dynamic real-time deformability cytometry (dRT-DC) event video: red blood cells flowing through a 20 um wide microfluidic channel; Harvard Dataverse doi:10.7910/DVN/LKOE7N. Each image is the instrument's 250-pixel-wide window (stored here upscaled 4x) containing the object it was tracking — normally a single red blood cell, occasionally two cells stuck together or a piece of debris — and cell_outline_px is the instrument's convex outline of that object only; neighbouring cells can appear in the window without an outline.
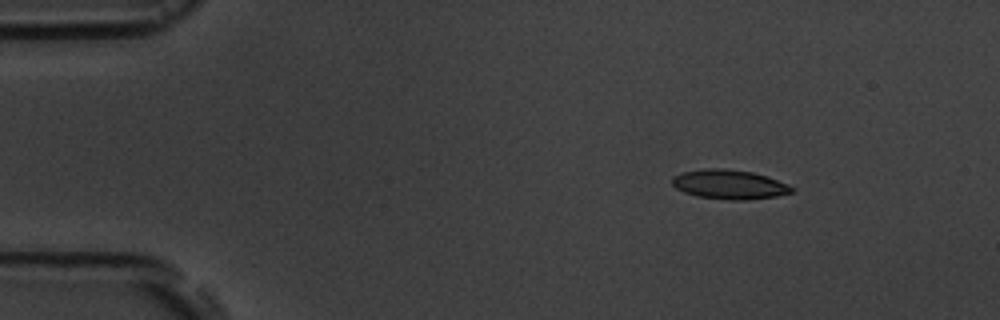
{"species": "common noctule bat (a hibernating species)", "species_latin": "Nyctalus noctula", "temperature_condition": "room temperature", "stored_images_in_passage": 8, "camera_frame_rate_fps": 3000, "um_per_image_px": 0.085, "animal": {"sex": "male", "body_mass_g": 19.5, "forearm_length_mm": 54.6}, "frame": {"image": 1, "passage_image": 2, "time_ms": 1.0, "image_size_px": [1000, 320], "cell_outline_px": [[796, 188], [792, 192], [776, 196], [744, 200], [724, 200], [696, 196], [684, 192], [676, 188], [672, 184], [672, 176], [684, 172], [704, 168], [724, 168], [752, 172], [768, 176], [788, 184]], "centroid_in_image_um": [62.0, 15.68], "position_along_channel_um": 23.0, "area_um2": 20.63}}
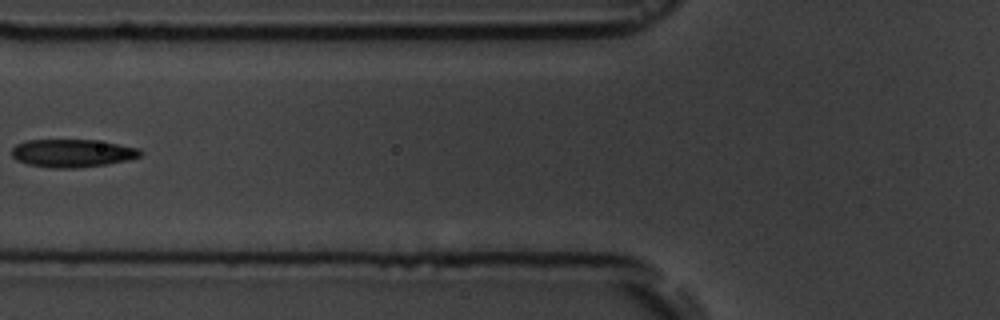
{"frame": {"image": 2, "passage_image": 6, "time_ms": 5.667, "image_size_px": [1000, 320], "cell_outline_px": [[144, 152], [140, 156], [128, 160], [104, 164], [76, 168], [52, 168], [28, 164], [16, 160], [12, 156], [12, 148], [16, 144], [28, 140], [96, 140], [140, 148]], "centroid_in_image_um": [6.15, 13.01], "position_along_channel_um": 119.6, "area_um2": 20.92}}
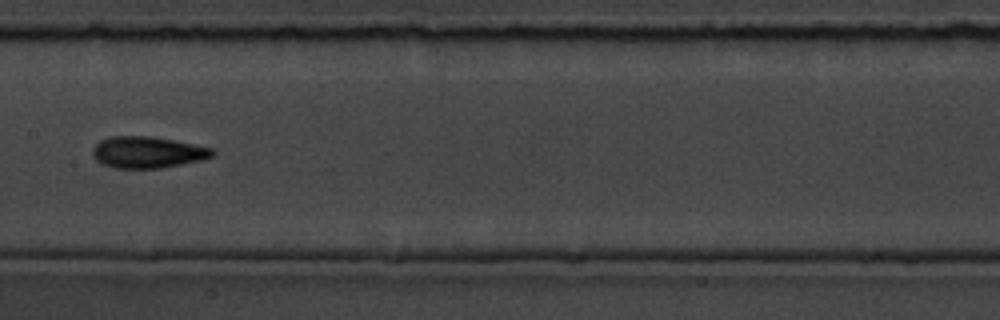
{"frame": {"image": 3, "passage_image": 8, "time_ms": 7.667, "image_size_px": [1000, 320], "cell_outline_px": [[216, 152], [212, 156], [204, 160], [160, 168], [116, 168], [100, 164], [92, 156], [92, 148], [100, 140], [108, 136], [148, 136], [172, 140], [212, 148]], "centroid_in_image_um": [12.5, 12.95], "position_along_channel_um": 194.9, "area_um2": 22.08}}